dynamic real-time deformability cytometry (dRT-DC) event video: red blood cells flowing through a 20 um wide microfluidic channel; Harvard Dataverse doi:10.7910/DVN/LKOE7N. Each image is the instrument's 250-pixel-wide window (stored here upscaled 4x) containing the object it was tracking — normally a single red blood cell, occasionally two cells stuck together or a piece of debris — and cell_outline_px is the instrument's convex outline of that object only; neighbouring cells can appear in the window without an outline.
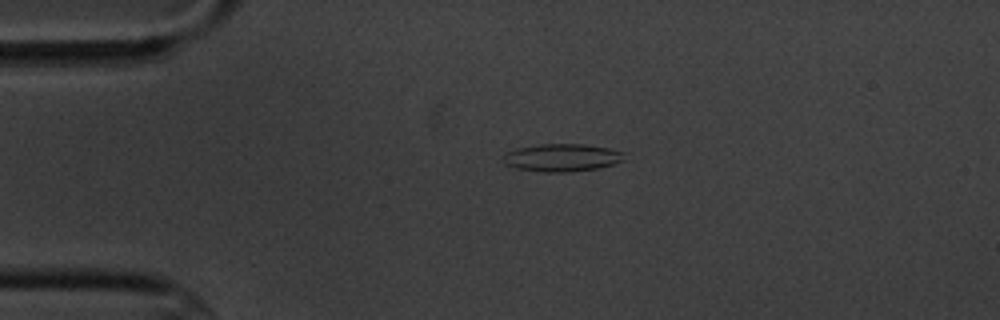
{"species": "common noctule bat (a hibernating species)", "species_latin": "Nyctalus noctula", "temperature_condition": "cold", "stored_images_in_passage": 5, "camera_frame_rate_fps": 3000, "um_per_image_px": 0.085, "animal": {"sex": "male", "body_mass_g": 20.1, "forearm_length_mm": 53.5}, "frame": {"image": 1, "passage_image": 4, "time_ms": 3.667, "image_size_px": [1000, 320], "cell_outline_px": [[624, 152], [620, 160], [612, 164], [596, 168], [572, 172], [544, 172], [516, 168], [504, 164], [504, 156], [508, 152], [516, 148], [540, 144], [584, 144], [608, 148]], "centroid_in_image_um": [47.72, 13.4], "position_along_channel_um": 37.3, "area_um2": 19.25}}